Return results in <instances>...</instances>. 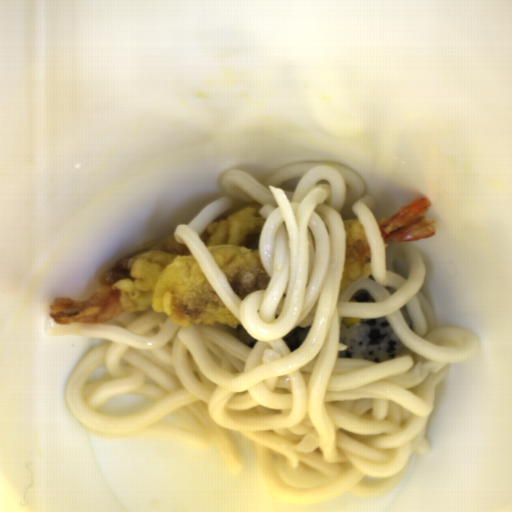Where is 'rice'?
I'll list each match as a JSON object with an SVG mask.
<instances>
[{
    "instance_id": "1",
    "label": "rice",
    "mask_w": 512,
    "mask_h": 512,
    "mask_svg": "<svg viewBox=\"0 0 512 512\" xmlns=\"http://www.w3.org/2000/svg\"><path fill=\"white\" fill-rule=\"evenodd\" d=\"M223 197L174 230L210 286L256 342L236 326H181L152 307L102 323L57 324L47 337L102 339L73 368L64 402L84 430L103 438H170L215 445L231 475L243 458L231 431L254 442L266 489L295 505L328 502L346 492L380 497L404 479L414 453H429L428 418L450 363L481 349L477 333L437 325L428 278L431 258L409 241L385 243L376 205L355 170L330 161L289 162L258 181L225 169ZM254 202L266 222L245 247L258 249L268 289L242 302L201 233L222 211ZM357 218L371 249L372 275L340 291L346 230ZM367 291L375 301L350 302ZM406 305L413 328L400 309ZM342 318H385L406 348L374 363L338 357ZM310 325L290 352L282 337Z\"/></svg>"
},
{
    "instance_id": "2",
    "label": "rice",
    "mask_w": 512,
    "mask_h": 512,
    "mask_svg": "<svg viewBox=\"0 0 512 512\" xmlns=\"http://www.w3.org/2000/svg\"><path fill=\"white\" fill-rule=\"evenodd\" d=\"M338 343L347 345V348L338 350V357H355L376 364L390 361L406 349L384 317L360 319L354 325H347L341 320Z\"/></svg>"
},
{
    "instance_id": "3",
    "label": "rice",
    "mask_w": 512,
    "mask_h": 512,
    "mask_svg": "<svg viewBox=\"0 0 512 512\" xmlns=\"http://www.w3.org/2000/svg\"><path fill=\"white\" fill-rule=\"evenodd\" d=\"M310 332V325L307 327H295L282 337L285 346L290 352H295L304 343Z\"/></svg>"
},
{
    "instance_id": "4",
    "label": "rice",
    "mask_w": 512,
    "mask_h": 512,
    "mask_svg": "<svg viewBox=\"0 0 512 512\" xmlns=\"http://www.w3.org/2000/svg\"><path fill=\"white\" fill-rule=\"evenodd\" d=\"M235 328L237 332L238 341H240L241 343L245 344L248 347H252L253 345L256 344L257 341L241 325L238 324L237 327L235 326Z\"/></svg>"
},
{
    "instance_id": "5",
    "label": "rice",
    "mask_w": 512,
    "mask_h": 512,
    "mask_svg": "<svg viewBox=\"0 0 512 512\" xmlns=\"http://www.w3.org/2000/svg\"><path fill=\"white\" fill-rule=\"evenodd\" d=\"M372 301H375L373 296L371 294H369L367 291H358L356 293H354L352 299L350 302L352 303H367V302H372Z\"/></svg>"
},
{
    "instance_id": "6",
    "label": "rice",
    "mask_w": 512,
    "mask_h": 512,
    "mask_svg": "<svg viewBox=\"0 0 512 512\" xmlns=\"http://www.w3.org/2000/svg\"><path fill=\"white\" fill-rule=\"evenodd\" d=\"M400 312H401V314H402V316L404 318V321H405L406 325L409 326L412 329L413 328V323H412V319H411V316H410V314H409V312L407 310L406 305L400 309Z\"/></svg>"
}]
</instances>
